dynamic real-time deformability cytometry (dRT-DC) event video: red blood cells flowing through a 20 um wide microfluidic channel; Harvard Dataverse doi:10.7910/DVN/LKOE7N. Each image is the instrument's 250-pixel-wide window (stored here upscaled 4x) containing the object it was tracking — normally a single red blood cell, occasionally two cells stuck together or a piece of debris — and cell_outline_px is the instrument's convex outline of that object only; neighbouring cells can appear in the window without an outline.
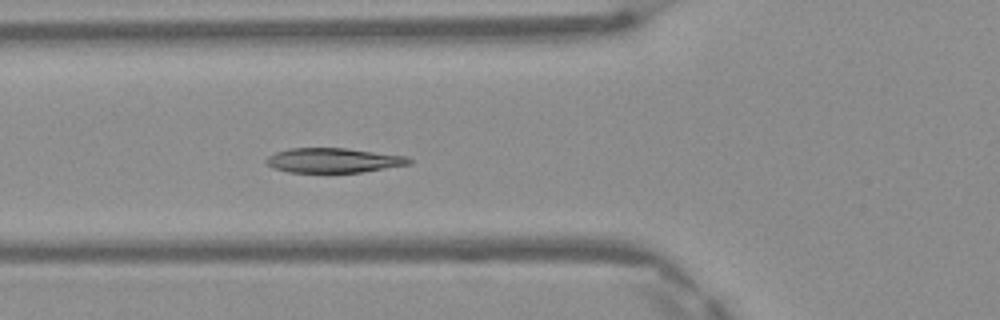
{"species": "Egyptian fruit bat (a non-hibernating species)", "species_latin": "Rousettus aegyptiacus", "temperature_condition": "warm", "stored_images_in_passage": 5, "camera_frame_rate_fps": 3000, "um_per_image_px": 0.085, "frame": {"image": 1, "passage_image": 5, "time_ms": 1.333, "image_size_px": [1000, 320], "cell_outline_px": [[412, 164], [360, 172], [288, 172], [272, 168], [264, 160], [268, 156], [276, 152], [288, 148], [344, 148], [408, 156], [412, 160]], "centroid_in_image_um": [28.33, 13.63], "position_along_channel_um": 97.5, "area_um2": 20.52}}